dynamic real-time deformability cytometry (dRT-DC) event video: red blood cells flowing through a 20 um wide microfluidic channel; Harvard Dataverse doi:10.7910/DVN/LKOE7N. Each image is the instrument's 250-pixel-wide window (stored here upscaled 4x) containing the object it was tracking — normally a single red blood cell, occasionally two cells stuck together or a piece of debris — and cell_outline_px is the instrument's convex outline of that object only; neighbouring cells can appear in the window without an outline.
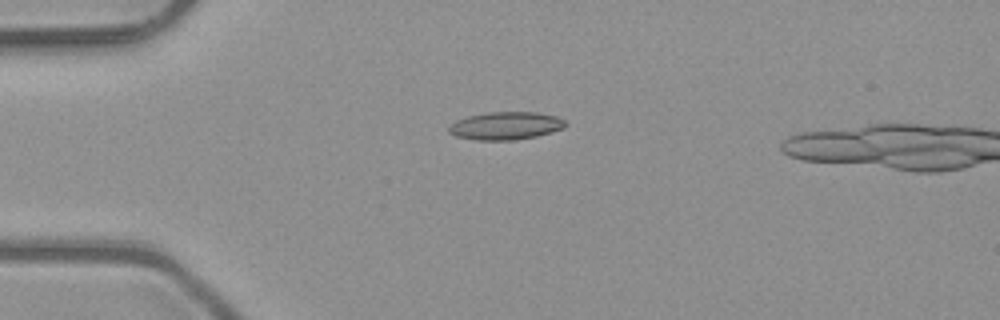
{"species": "common noctule bat (a hibernating species)", "species_latin": "Nyctalus noctula", "temperature_condition": "room temperature", "stored_images_in_passage": 2, "camera_frame_rate_fps": 3000, "um_per_image_px": 0.085, "animal": {"sex": "male", "body_mass_g": 23.1, "forearm_length_mm": 52.7}, "frame": {"image": 1, "passage_image": 1, "time_ms": 0.0, "image_size_px": [1000, 320], "cell_outline_px": [[568, 124], [564, 128], [536, 136], [516, 140], [476, 140], [456, 136], [448, 132], [448, 124], [456, 120], [468, 116], [488, 112], [536, 112], [556, 116], [564, 120]], "centroid_in_image_um": [42.96, 10.69], "position_along_channel_um": 42.0, "area_um2": 19.02}}